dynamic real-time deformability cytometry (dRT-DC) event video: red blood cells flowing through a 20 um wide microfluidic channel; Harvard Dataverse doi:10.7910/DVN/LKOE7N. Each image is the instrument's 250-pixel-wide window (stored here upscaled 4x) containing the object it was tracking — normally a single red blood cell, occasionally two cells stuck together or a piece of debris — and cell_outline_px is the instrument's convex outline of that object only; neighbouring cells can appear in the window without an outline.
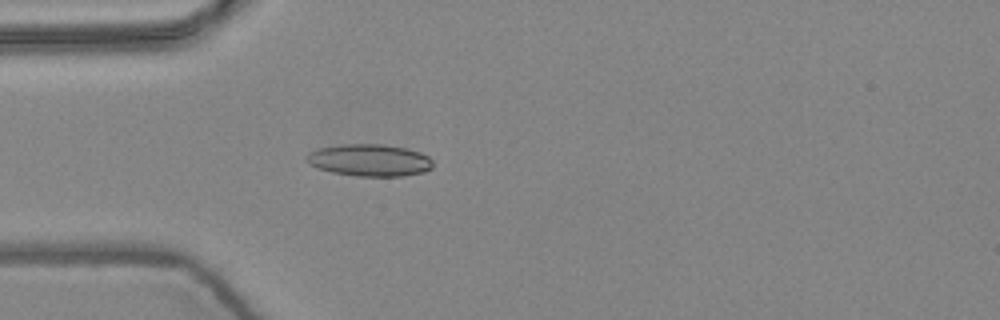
{"species": "common noctule bat (a hibernating species)", "species_latin": "Nyctalus noctula", "temperature_condition": "warm", "stored_images_in_passage": 1, "camera_frame_rate_fps": 3000, "um_per_image_px": 0.085, "animal": {"sex": "female", "body_mass_g": 24.6, "forearm_length_mm": 56.2}, "frame": {"image": 1, "passage_image": 1, "time_ms": 0.0, "image_size_px": [1000, 320], "cell_outline_px": [[432, 168], [424, 172], [404, 176], [360, 176], [332, 172], [308, 164], [304, 160], [304, 156], [308, 152], [316, 148], [340, 144], [384, 144], [404, 148], [420, 152], [428, 156], [432, 160]], "centroid_in_image_um": [31.37, 13.6], "position_along_channel_um": 53.6, "area_um2": 23.81}}